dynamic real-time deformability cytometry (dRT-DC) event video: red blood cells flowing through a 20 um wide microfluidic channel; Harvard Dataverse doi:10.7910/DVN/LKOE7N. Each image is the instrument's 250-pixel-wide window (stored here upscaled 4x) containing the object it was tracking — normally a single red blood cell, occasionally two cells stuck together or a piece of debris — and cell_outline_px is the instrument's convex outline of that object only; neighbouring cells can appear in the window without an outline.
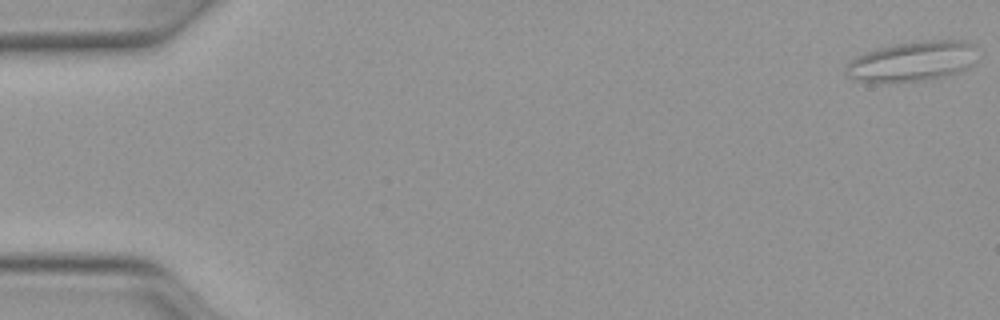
{"species": "Egyptian fruit bat (a non-hibernating species)", "species_latin": "Rousettus aegyptiacus", "temperature_condition": "warm", "stored_images_in_passage": 8, "camera_frame_rate_fps": 3000, "um_per_image_px": 0.085, "animal": {"sex": "female"}, "frame": {"image": 1, "passage_image": 1, "time_ms": 0.0, "image_size_px": [1000, 320], "cell_outline_px": [[976, 48], [972, 64], [968, 68], [960, 72], [948, 76], [924, 80], [852, 80], [844, 72], [844, 68], [848, 60], [864, 52], [896, 44], [924, 40], [964, 40], [972, 44]], "centroid_in_image_um": [77.55, 5.19], "position_along_channel_um": 7.5, "area_um2": 30.29}}